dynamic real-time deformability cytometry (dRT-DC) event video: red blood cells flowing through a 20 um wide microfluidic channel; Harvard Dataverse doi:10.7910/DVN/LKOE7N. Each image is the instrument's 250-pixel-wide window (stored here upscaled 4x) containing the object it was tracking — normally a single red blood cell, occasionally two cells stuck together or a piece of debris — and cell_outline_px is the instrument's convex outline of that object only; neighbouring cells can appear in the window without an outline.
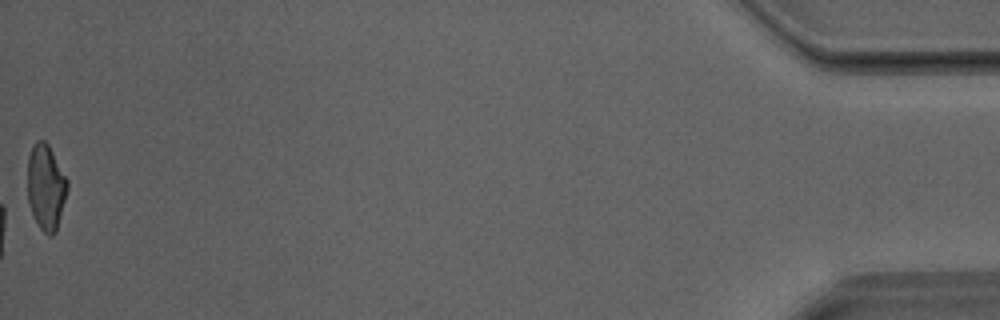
{"species": "Egyptian fruit bat (a non-hibernating species)", "species_latin": "Rousettus aegyptiacus", "temperature_condition": "room temperature", "stored_images_in_passage": 40, "camera_frame_rate_fps": 3000, "um_per_image_px": 0.085, "animal": {"sex": "male"}, "frame": {"image": 1, "passage_image": 40, "time_ms": 13.0, "image_size_px": [1000, 320], "cell_outline_px": [[68, 188], [56, 232], [52, 236], [48, 236], [40, 228], [28, 204], [28, 156], [32, 144], [36, 140], [44, 140], [48, 144], [68, 180]], "centroid_in_image_um": [3.9, 15.89], "position_along_channel_um": 431.3, "area_um2": 19.88}}